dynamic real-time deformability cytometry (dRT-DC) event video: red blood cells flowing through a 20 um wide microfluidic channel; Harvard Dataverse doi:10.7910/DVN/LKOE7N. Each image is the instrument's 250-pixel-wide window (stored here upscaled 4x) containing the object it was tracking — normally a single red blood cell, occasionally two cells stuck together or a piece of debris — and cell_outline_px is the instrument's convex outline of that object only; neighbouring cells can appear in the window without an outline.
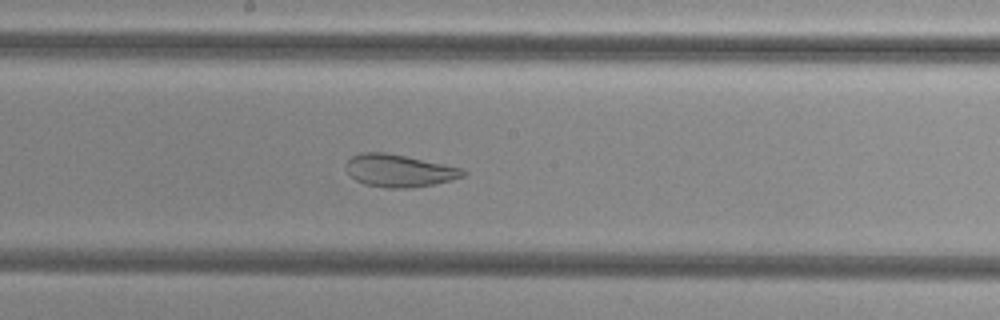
{"species": "common noctule bat (a hibernating species)", "species_latin": "Nyctalus noctula", "temperature_condition": "cold", "stored_images_in_passage": 53, "camera_frame_rate_fps": 3000, "um_per_image_px": 0.085, "animal": {"sex": "female", "body_mass_g": 29.2, "forearm_length_mm": 56.3}, "frame": {"image": 1, "passage_image": 28, "time_ms": 9.0, "image_size_px": [1000, 320], "cell_outline_px": [[468, 172], [464, 176], [452, 180], [412, 188], [388, 188], [364, 184], [356, 180], [344, 168], [344, 164], [352, 156], [360, 152], [384, 152], [464, 168]], "centroid_in_image_um": [33.92, 14.5], "position_along_channel_um": 214.3, "area_um2": 22.2}}
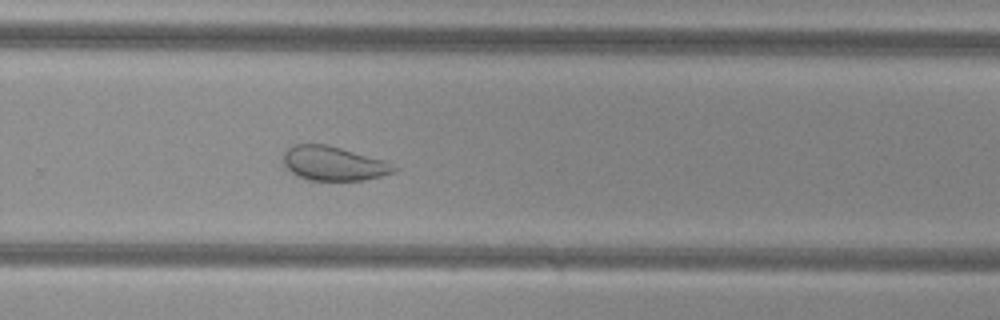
{"frame": {"image": 2, "passage_image": 35, "time_ms": 11.333, "image_size_px": [1000, 320], "cell_outline_px": [[400, 168], [396, 172], [364, 180], [308, 180], [296, 176], [284, 168], [284, 152], [292, 144], [324, 144], [388, 160]], "centroid_in_image_um": [28.38, 13.9], "position_along_channel_um": 301.4, "area_um2": 22.43}}
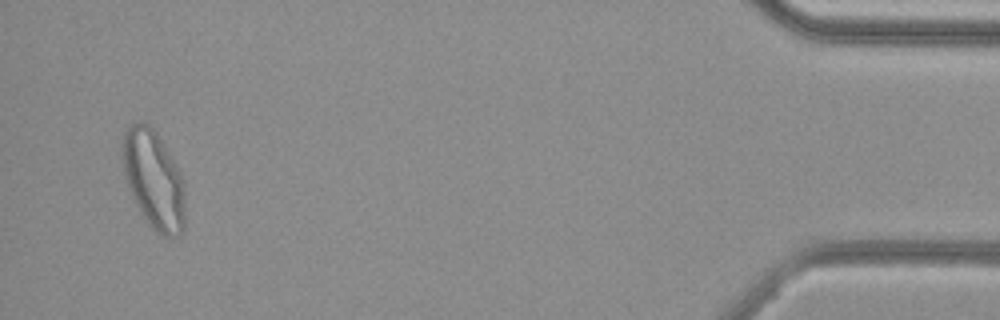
{"frame": {"image": 3, "passage_image": 51, "time_ms": 16.667, "image_size_px": [1000, 320], "cell_outline_px": [[184, 228], [180, 236], [164, 236], [156, 232], [148, 224], [140, 212], [128, 188], [124, 176], [120, 156], [124, 136], [128, 128], [132, 124], [148, 124], [156, 132], [176, 164], [184, 180]], "centroid_in_image_um": [13.05, 15.3], "position_along_channel_um": 422.1, "area_um2": 35.95}}